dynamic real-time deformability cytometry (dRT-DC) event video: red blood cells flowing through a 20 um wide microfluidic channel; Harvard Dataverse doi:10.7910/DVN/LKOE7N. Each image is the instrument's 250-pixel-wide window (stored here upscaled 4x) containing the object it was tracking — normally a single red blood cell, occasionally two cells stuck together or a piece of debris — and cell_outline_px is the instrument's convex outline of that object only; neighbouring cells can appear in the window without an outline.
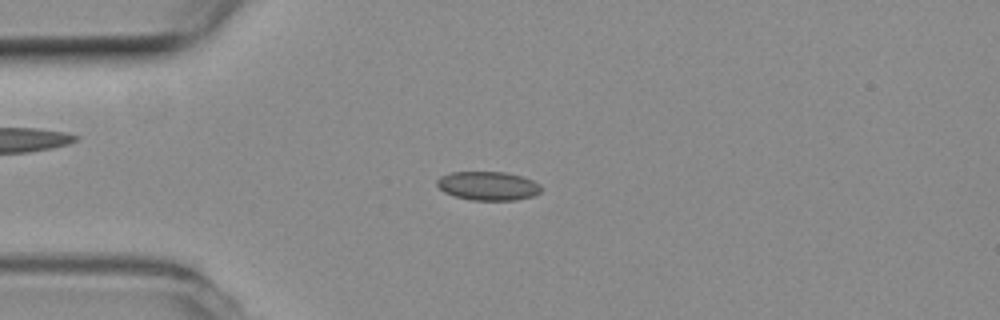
{"species": "common noctule bat (a hibernating species)", "species_latin": "Nyctalus noctula", "temperature_condition": "room temperature", "stored_images_in_passage": 51, "camera_frame_rate_fps": 3000, "um_per_image_px": 0.085, "animal": {"sex": "female", "body_mass_g": 19.3, "forearm_length_mm": 54.1}, "frame": {"image": 1, "passage_image": 11, "time_ms": 3.333, "image_size_px": [1000, 320], "cell_outline_px": [[544, 188], [540, 192], [532, 196], [516, 200], [472, 200], [456, 196], [444, 192], [436, 184], [436, 180], [440, 176], [452, 172], [504, 172], [520, 176], [532, 180], [540, 184]], "centroid_in_image_um": [41.49, 15.8], "position_along_channel_um": 43.5, "area_um2": 17.46}}
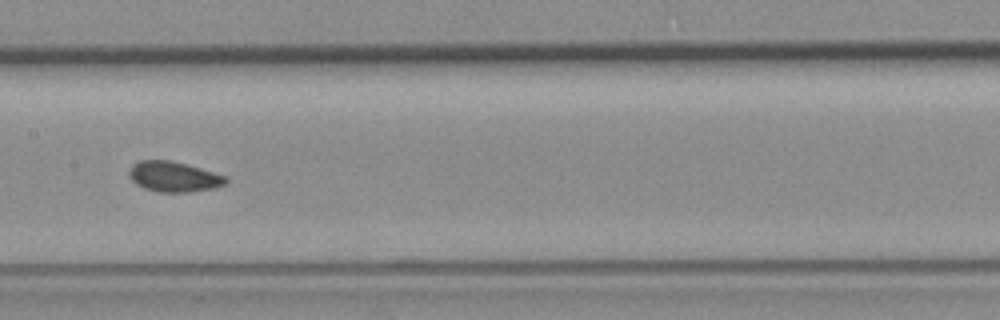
{"frame": {"image": 2, "passage_image": 24, "time_ms": 7.667, "image_size_px": [1000, 320], "cell_outline_px": [[228, 184], [212, 188], [188, 192], [156, 192], [144, 188], [136, 184], [128, 176], [128, 172], [132, 164], [140, 160], [168, 160], [200, 168], [228, 176]], "centroid_in_image_um": [14.77, 15.02], "position_along_channel_um": 192.6, "area_um2": 17.17}}
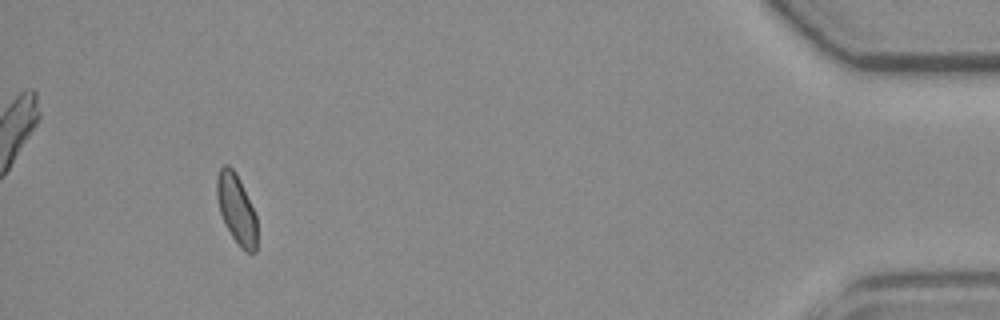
{"frame": {"image": 3, "passage_image": 47, "time_ms": 15.333, "image_size_px": [1000, 320], "cell_outline_px": [[256, 252], [244, 252], [240, 248], [224, 224], [220, 212], [216, 196], [216, 180], [220, 168], [224, 164], [228, 164], [236, 172], [240, 180], [256, 216]], "centroid_in_image_um": [20.08, 17.76], "position_along_channel_um": 415.1, "area_um2": 16.3}, "authors_computed_cell_mechanics": {"area_um2": 17.051, "velocity_mm_per_s": 3.8629, "shape_relaxation_time_tau1_ms": null, "shape_relaxation_time_tau2_ms": 1.659, "deformation_change_tau1": null, "deformation_change_tau2": 0.0587}}